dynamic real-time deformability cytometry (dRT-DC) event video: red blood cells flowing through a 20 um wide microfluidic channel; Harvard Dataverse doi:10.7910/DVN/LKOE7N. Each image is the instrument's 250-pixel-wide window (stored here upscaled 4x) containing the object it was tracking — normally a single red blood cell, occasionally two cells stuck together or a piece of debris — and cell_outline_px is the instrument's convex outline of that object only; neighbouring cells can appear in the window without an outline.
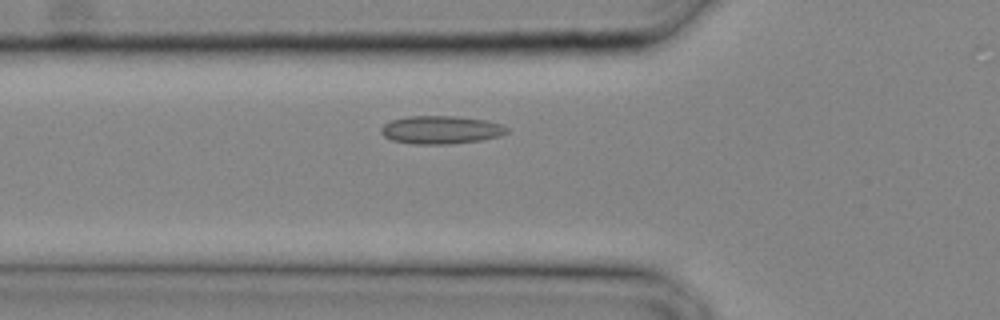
{"species": "common noctule bat (a hibernating species)", "species_latin": "Nyctalus noctula", "temperature_condition": "cold", "stored_images_in_passage": 24, "camera_frame_rate_fps": 3000, "um_per_image_px": 0.085, "animal": {"sex": "male", "body_mass_g": 20.4}, "frame": {"image": 1, "passage_image": 8, "time_ms": 2.333, "image_size_px": [1000, 320], "cell_outline_px": [[508, 132], [500, 136], [480, 140], [448, 144], [412, 144], [392, 140], [384, 136], [380, 132], [380, 128], [384, 124], [392, 120], [408, 116], [456, 116], [484, 120], [500, 124], [508, 128]], "centroid_in_image_um": [37.45, 11.04], "position_along_channel_um": 88.3, "area_um2": 20.52}}
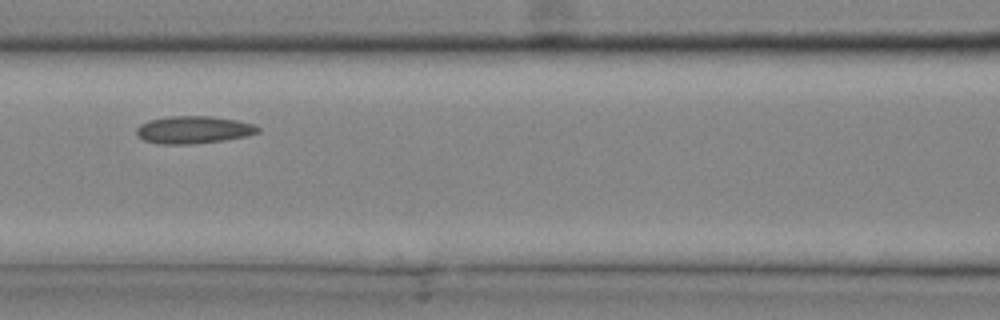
{"frame": {"image": 2, "passage_image": 11, "time_ms": 3.333, "image_size_px": [1000, 320], "cell_outline_px": [[260, 132], [248, 136], [224, 140], [192, 144], [160, 144], [144, 140], [136, 132], [136, 128], [140, 124], [148, 120], [168, 116], [212, 116], [236, 120], [252, 124], [260, 128]], "centroid_in_image_um": [16.45, 11.03], "position_along_channel_um": 150.1, "area_um2": 19.48}}